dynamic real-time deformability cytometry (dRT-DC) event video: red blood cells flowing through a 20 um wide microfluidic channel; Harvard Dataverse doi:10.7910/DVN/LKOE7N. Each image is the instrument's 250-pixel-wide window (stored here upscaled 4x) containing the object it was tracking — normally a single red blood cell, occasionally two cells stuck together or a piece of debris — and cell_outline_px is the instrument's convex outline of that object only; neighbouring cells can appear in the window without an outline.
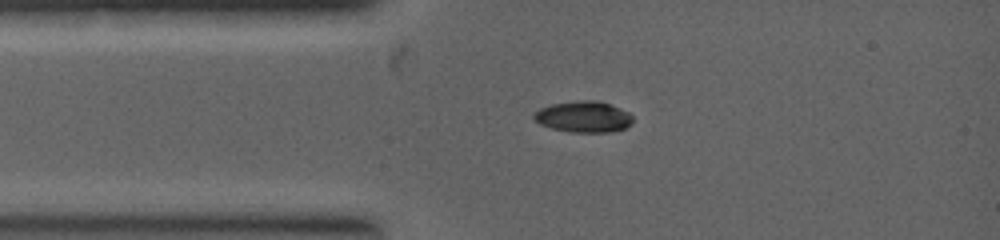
{"species": "common noctule bat (a hibernating species)", "species_latin": "Nyctalus noctula", "temperature_condition": "warm", "stored_images_in_passage": 1, "camera_frame_rate_fps": 5000, "um_per_image_px": 0.085, "animal": {"sex": "female", "body_mass_g": 19.0, "forearm_length_mm": 53.3}, "frame": {"image": 1, "passage_image": 1, "time_ms": 0.0, "image_size_px": [1000, 240], "cell_outline_px": [[632, 124], [624, 128], [608, 132], [568, 132], [552, 128], [540, 124], [532, 116], [540, 108], [552, 104], [580, 100], [596, 100], [620, 108], [628, 112], [632, 116]], "centroid_in_image_um": [49.6, 9.93], "position_along_channel_um": 35.4, "area_um2": 17.8}}